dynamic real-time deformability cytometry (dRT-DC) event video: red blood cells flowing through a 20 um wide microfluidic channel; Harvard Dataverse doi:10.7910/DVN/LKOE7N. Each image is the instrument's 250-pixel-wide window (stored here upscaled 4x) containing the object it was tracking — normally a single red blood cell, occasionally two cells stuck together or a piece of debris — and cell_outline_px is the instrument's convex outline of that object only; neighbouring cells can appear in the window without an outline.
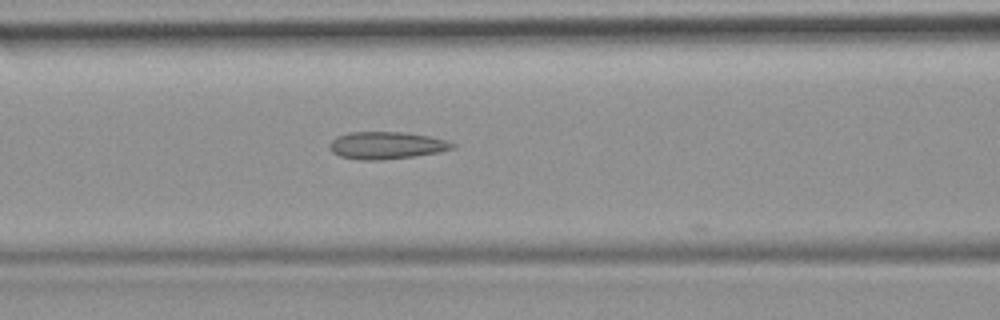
{"species": "common noctule bat (a hibernating species)", "species_latin": "Nyctalus noctula", "temperature_condition": "room temperature", "stored_images_in_passage": 21, "camera_frame_rate_fps": 3000, "um_per_image_px": 0.085, "animal": {"sex": "female", "body_mass_g": 19.9}, "frame": {"image": 1, "passage_image": 20, "time_ms": 6.333, "image_size_px": [1000, 320], "cell_outline_px": [[456, 148], [436, 152], [412, 156], [380, 160], [360, 160], [340, 156], [332, 152], [328, 144], [336, 136], [348, 132], [404, 132], [428, 136], [444, 140], [456, 144]], "centroid_in_image_um": [32.8, 12.35], "position_along_channel_um": 133.8, "area_um2": 19.42}}